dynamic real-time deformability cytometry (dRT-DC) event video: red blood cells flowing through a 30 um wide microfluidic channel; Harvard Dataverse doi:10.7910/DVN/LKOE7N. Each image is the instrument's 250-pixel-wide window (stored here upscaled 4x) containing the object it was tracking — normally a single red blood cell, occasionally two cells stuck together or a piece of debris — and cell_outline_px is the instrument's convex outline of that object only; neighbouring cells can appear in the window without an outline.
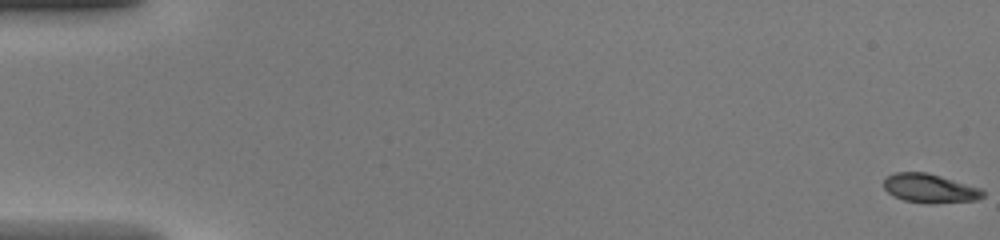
{"species": "common noctule bat (a hibernating species)", "species_latin": "Nyctalus noctula", "temperature_condition": "warm", "stored_images_in_passage": 48, "camera_frame_rate_fps": 3000, "um_per_image_px": 0.085, "animal": {"sex": "female", "body_mass_g": 20.0, "forearm_length_mm": 54.0}, "frame": {"image": 1, "passage_image": 1, "time_ms": 0.0, "image_size_px": [1000, 240], "cell_outline_px": [[984, 196], [976, 200], [904, 200], [892, 196], [884, 188], [884, 180], [888, 176], [896, 172], [928, 172], [980, 188], [984, 192]], "centroid_in_image_um": [78.98, 15.94], "position_along_channel_um": 6.0, "area_um2": 15.66}}
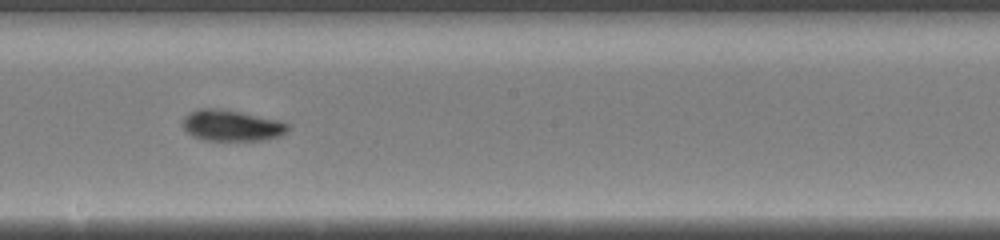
{"frame": {"image": 2, "passage_image": 28, "time_ms": 9.0, "image_size_px": [1000, 240], "cell_outline_px": [[292, 128], [288, 132], [280, 136], [264, 140], [204, 140], [192, 136], [180, 124], [184, 116], [188, 112], [200, 108], [212, 108], [240, 112], [280, 120], [288, 124]], "centroid_in_image_um": [19.69, 10.67], "position_along_channel_um": 228.5, "area_um2": 19.25}}
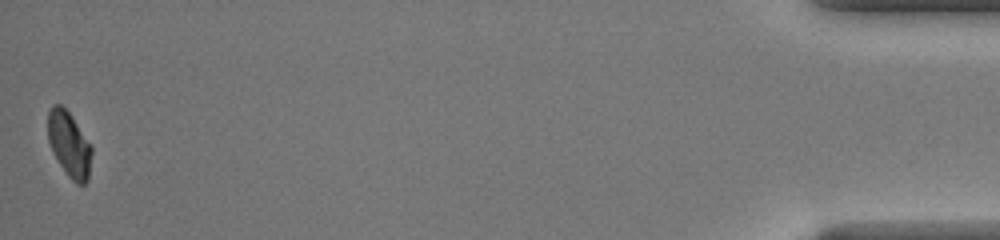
{"frame": {"image": 3, "passage_image": 48, "time_ms": 15.667, "image_size_px": [1000, 240], "cell_outline_px": [[92, 152], [88, 180], [84, 184], [76, 184], [68, 176], [52, 152], [48, 140], [48, 112], [52, 104], [60, 104], [72, 116], [92, 148]], "centroid_in_image_um": [5.87, 12.27], "position_along_channel_um": 429.3, "area_um2": 16.53}}